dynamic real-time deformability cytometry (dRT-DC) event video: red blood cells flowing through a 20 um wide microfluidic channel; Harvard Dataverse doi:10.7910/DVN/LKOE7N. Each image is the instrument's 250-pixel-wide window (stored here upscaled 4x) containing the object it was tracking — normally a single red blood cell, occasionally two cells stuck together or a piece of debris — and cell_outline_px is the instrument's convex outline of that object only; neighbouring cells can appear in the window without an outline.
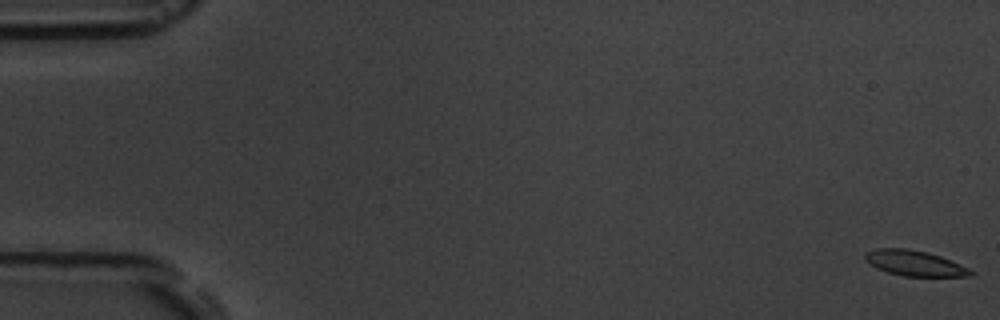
{"species": "common noctule bat (a hibernating species)", "species_latin": "Nyctalus noctula", "temperature_condition": "room temperature", "stored_images_in_passage": 17, "camera_frame_rate_fps": 3000, "um_per_image_px": 0.085, "animal": {"sex": "male", "body_mass_g": 19.5, "forearm_length_mm": 54.6}, "frame": {"image": 1, "passage_image": 1, "time_ms": 0.0, "image_size_px": [1000, 320], "cell_outline_px": [[976, 272], [972, 276], [904, 276], [888, 272], [876, 268], [864, 260], [864, 252], [876, 248], [908, 248], [928, 252], [940, 256], [968, 268]], "centroid_in_image_um": [77.71, 22.36], "position_along_channel_um": 7.3, "area_um2": 15.72}}
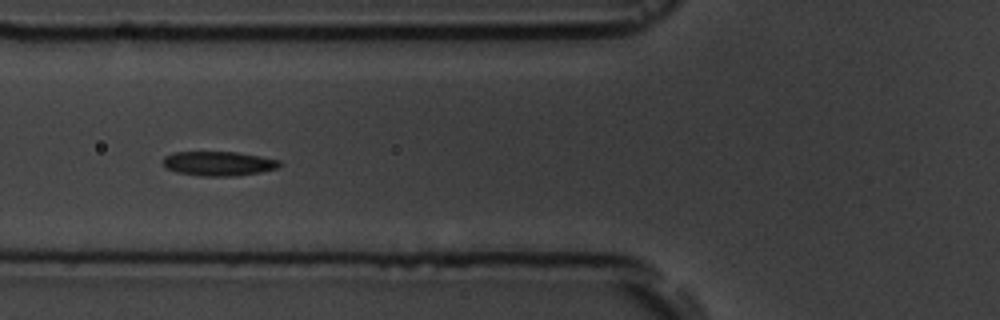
{"frame": {"image": 2, "passage_image": 7, "time_ms": 7.0, "image_size_px": [1000, 320], "cell_outline_px": [[280, 164], [276, 168], [260, 172], [236, 176], [200, 176], [176, 172], [164, 168], [164, 156], [172, 152], [236, 152], [260, 156], [280, 160]], "centroid_in_image_um": [18.54, 13.9], "position_along_channel_um": 107.3, "area_um2": 16.59}}
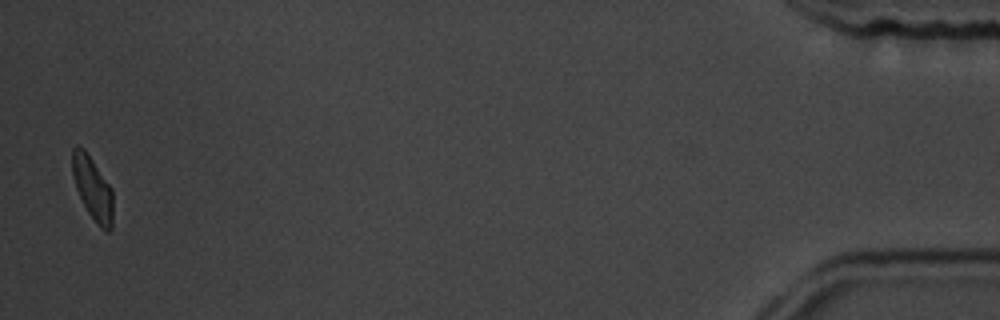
{"frame": {"image": 3, "passage_image": 17, "time_ms": 18.333, "image_size_px": [1000, 320], "cell_outline_px": [[112, 232], [108, 232], [100, 228], [88, 212], [76, 188], [72, 176], [72, 148], [76, 144], [84, 148], [112, 188]], "centroid_in_image_um": [7.87, 16.0], "position_along_channel_um": 427.3, "area_um2": 15.03}, "authors_computed_cell_mechanics": {"area_um2": 16.4152, "velocity_mm_per_s": 3.6306, "shape_relaxation_time_tau1_ms": 3.225, "shape_relaxation_time_tau2_ms": 6.6361, "deformation_change_tau1": 0.1, "deformation_change_tau2": 0.1167}}